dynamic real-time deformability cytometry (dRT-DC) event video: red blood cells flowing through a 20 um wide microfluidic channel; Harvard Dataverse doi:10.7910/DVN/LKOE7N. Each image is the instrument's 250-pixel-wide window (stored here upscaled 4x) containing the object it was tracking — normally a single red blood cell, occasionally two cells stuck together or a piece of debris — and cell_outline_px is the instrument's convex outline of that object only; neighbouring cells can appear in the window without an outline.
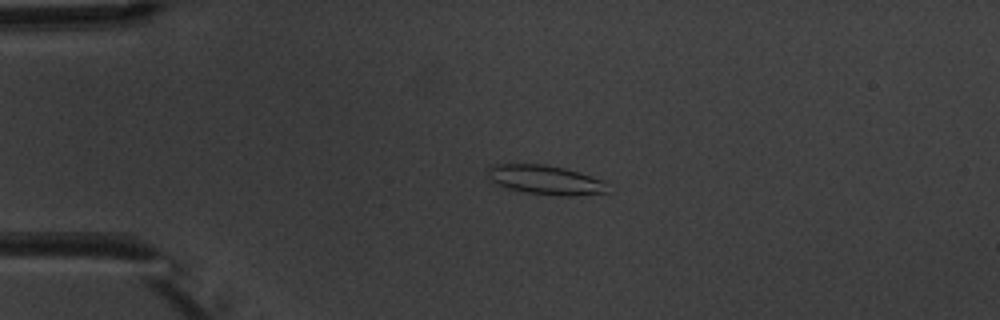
{"species": "common noctule bat (a hibernating species)", "species_latin": "Nyctalus noctula", "temperature_condition": "warm", "stored_images_in_passage": 3, "camera_frame_rate_fps": 3000, "um_per_image_px": 0.085, "animal": {"sex": "male", "body_mass_g": 20.1, "forearm_length_mm": 53.5}, "frame": {"image": 1, "passage_image": 2, "time_ms": 2.0, "image_size_px": [1000, 320], "cell_outline_px": [[604, 192], [568, 196], [564, 196], [524, 192], [508, 188], [492, 180], [488, 176], [488, 168], [492, 164], [544, 164], [564, 168], [580, 172], [604, 180]], "centroid_in_image_um": [46.32, 15.27], "position_along_channel_um": 38.7, "area_um2": 20.0}}